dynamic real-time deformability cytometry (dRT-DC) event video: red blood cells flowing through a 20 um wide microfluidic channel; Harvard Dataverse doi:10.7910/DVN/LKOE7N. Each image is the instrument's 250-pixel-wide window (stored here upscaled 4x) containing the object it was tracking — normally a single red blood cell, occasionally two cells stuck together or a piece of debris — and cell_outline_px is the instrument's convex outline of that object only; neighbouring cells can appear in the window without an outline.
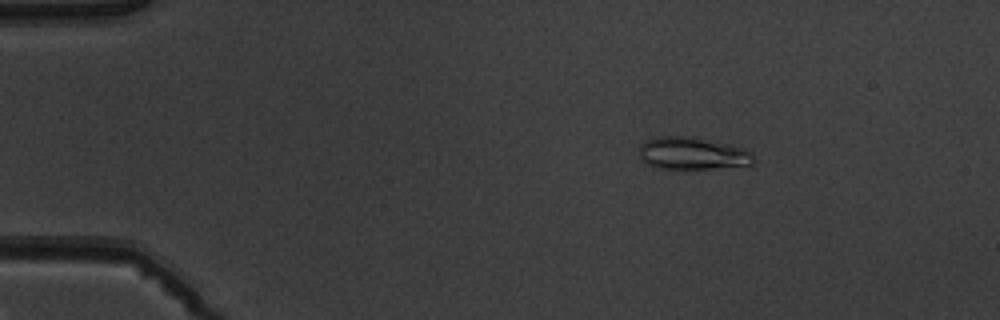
{"species": "common noctule bat (a hibernating species)", "species_latin": "Nyctalus noctula", "temperature_condition": "warm", "stored_images_in_passage": 4, "camera_frame_rate_fps": 3000, "um_per_image_px": 0.085, "animal": {"sex": "male", "body_mass_g": 19.5, "forearm_length_mm": 54.6}, "frame": {"image": 1, "passage_image": 2, "time_ms": 1.333, "image_size_px": [1000, 320], "cell_outline_px": [[756, 160], [752, 164], [712, 168], [660, 168], [648, 164], [640, 160], [640, 144], [644, 140], [660, 136], [692, 136], [732, 144], [752, 152]], "centroid_in_image_um": [58.86, 13.01], "position_along_channel_um": 26.1, "area_um2": 21.68}}